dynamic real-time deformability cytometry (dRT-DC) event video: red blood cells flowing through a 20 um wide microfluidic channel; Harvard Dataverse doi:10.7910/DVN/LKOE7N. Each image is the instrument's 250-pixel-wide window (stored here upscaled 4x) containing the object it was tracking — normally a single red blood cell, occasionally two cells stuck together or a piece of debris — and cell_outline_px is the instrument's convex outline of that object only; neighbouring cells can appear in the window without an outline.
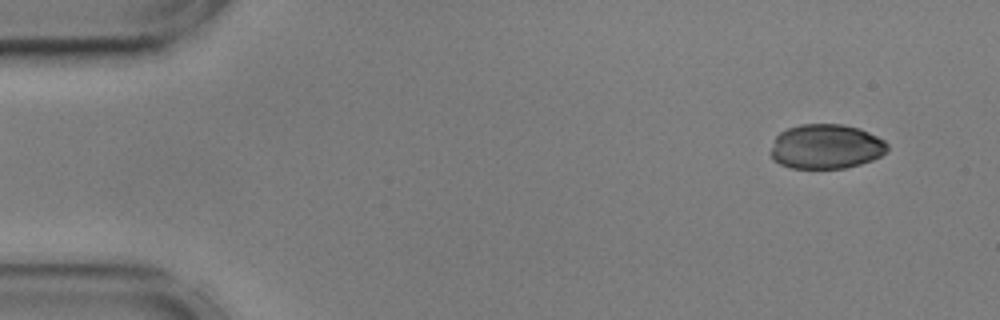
{"species": "common noctule bat (a hibernating species)", "species_latin": "Nyctalus noctula", "temperature_condition": "cold", "stored_images_in_passage": 18, "camera_frame_rate_fps": 3000, "um_per_image_px": 0.085, "animal": {"sex": "male", "body_mass_g": 17.9, "forearm_length_mm": 54.2}, "frame": {"image": 1, "passage_image": 3, "time_ms": 0.667, "image_size_px": [1000, 320], "cell_outline_px": [[888, 152], [872, 160], [860, 164], [844, 168], [792, 168], [780, 164], [772, 160], [768, 152], [776, 136], [780, 132], [788, 128], [800, 124], [844, 124], [860, 128], [884, 140], [888, 144]], "centroid_in_image_um": [70.19, 12.45], "position_along_channel_um": 14.8, "area_um2": 30.69}}